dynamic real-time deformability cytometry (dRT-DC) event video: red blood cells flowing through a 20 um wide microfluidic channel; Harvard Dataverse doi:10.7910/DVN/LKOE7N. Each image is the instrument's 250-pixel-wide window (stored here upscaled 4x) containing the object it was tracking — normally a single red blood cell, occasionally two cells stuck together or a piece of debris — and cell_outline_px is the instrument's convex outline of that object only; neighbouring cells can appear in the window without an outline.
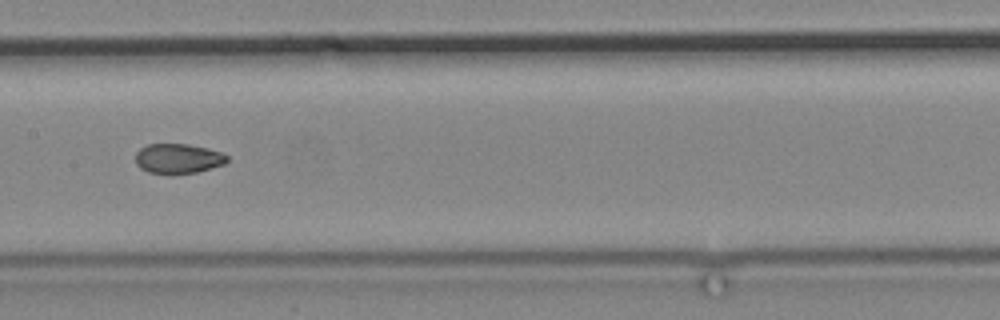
{"species": "common noctule bat (a hibernating species)", "species_latin": "Nyctalus noctula", "temperature_condition": "cold", "stored_images_in_passage": 14, "camera_frame_rate_fps": 3000, "um_per_image_px": 0.085, "animal": {"sex": "male", "body_mass_g": 19.2, "forearm_length_mm": 51.8}, "frame": {"image": 1, "passage_image": 12, "time_ms": 14.333, "image_size_px": [1000, 320], "cell_outline_px": [[228, 160], [224, 164], [196, 172], [148, 172], [140, 168], [136, 164], [136, 152], [140, 148], [148, 144], [188, 144], [208, 148], [220, 152], [228, 156]], "centroid_in_image_um": [15.13, 13.44], "position_along_channel_um": 192.3, "area_um2": 15.55}}
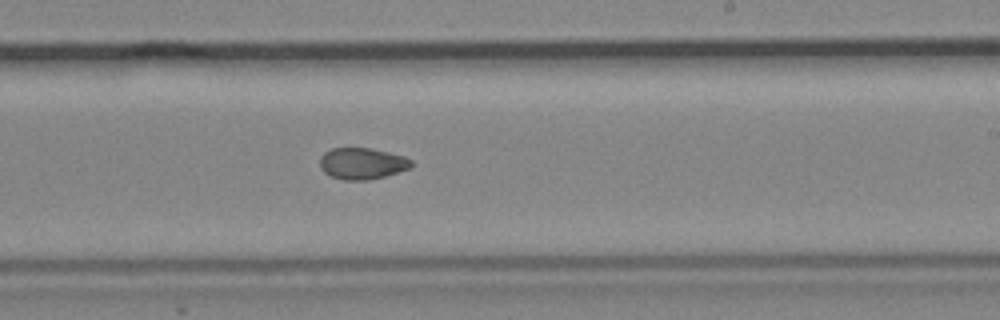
{"frame": {"image": 2, "passage_image": 14, "time_ms": 16.333, "image_size_px": [1000, 320], "cell_outline_px": [[412, 168], [384, 176], [368, 180], [344, 180], [332, 176], [324, 172], [320, 168], [320, 156], [324, 152], [332, 148], [372, 148], [404, 156], [412, 160]], "centroid_in_image_um": [30.78, 13.89], "position_along_channel_um": 258.2, "area_um2": 16.82}}